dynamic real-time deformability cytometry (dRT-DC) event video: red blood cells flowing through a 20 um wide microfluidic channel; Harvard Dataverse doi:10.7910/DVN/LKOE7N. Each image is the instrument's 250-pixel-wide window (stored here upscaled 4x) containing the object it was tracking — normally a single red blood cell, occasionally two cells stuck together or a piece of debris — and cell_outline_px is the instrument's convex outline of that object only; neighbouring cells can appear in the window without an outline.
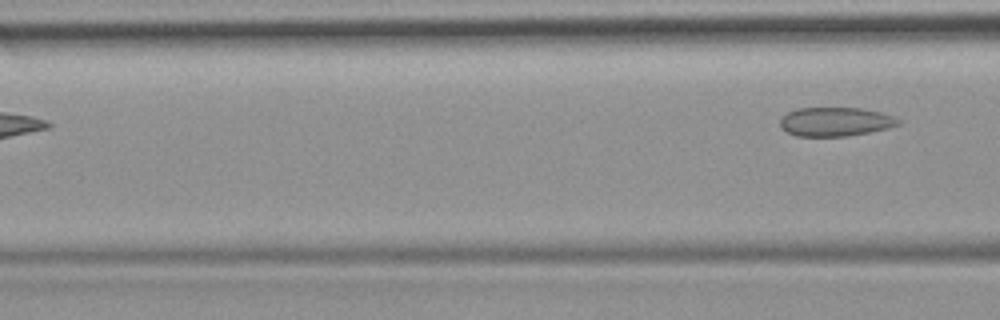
{"species": "common noctule bat (a hibernating species)", "species_latin": "Nyctalus noctula", "temperature_condition": "room temperature", "stored_images_in_passage": 3, "camera_frame_rate_fps": 3000, "um_per_image_px": 0.085, "animal": {"sex": "female", "body_mass_g": 19.9}, "frame": {"image": 1, "passage_image": 3, "time_ms": 2.667, "image_size_px": [1000, 320], "cell_outline_px": [[900, 124], [888, 128], [868, 132], [844, 136], [796, 136], [780, 128], [780, 120], [788, 112], [796, 108], [860, 108], [880, 112], [892, 116], [900, 120]], "centroid_in_image_um": [70.98, 10.34], "position_along_channel_um": 95.6, "area_um2": 19.77}}